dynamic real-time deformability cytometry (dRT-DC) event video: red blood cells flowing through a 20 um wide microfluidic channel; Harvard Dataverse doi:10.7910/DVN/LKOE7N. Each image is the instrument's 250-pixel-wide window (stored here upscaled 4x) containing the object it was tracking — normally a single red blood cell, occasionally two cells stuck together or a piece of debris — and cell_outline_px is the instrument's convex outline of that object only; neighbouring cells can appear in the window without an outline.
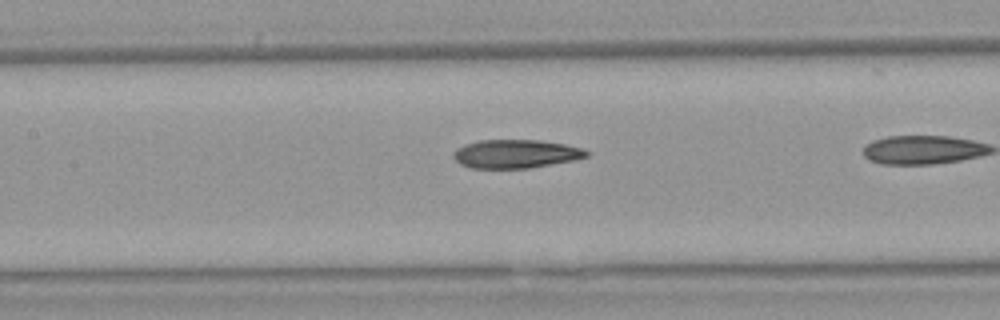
{"species": "Egyptian fruit bat (a non-hibernating species)", "species_latin": "Rousettus aegyptiacus", "temperature_condition": "warm", "stored_images_in_passage": 14, "camera_frame_rate_fps": 3000, "um_per_image_px": 0.085, "animal": {"sex": "female"}, "frame": {"image": 1, "passage_image": 12, "time_ms": 3.667, "image_size_px": [1000, 320], "cell_outline_px": [[592, 152], [588, 156], [576, 160], [528, 168], [468, 168], [460, 164], [452, 156], [452, 152], [456, 148], [464, 144], [480, 140], [540, 140], [564, 144], [584, 148]], "centroid_in_image_um": [43.85, 13.08], "position_along_channel_um": 163.6, "area_um2": 22.43}}